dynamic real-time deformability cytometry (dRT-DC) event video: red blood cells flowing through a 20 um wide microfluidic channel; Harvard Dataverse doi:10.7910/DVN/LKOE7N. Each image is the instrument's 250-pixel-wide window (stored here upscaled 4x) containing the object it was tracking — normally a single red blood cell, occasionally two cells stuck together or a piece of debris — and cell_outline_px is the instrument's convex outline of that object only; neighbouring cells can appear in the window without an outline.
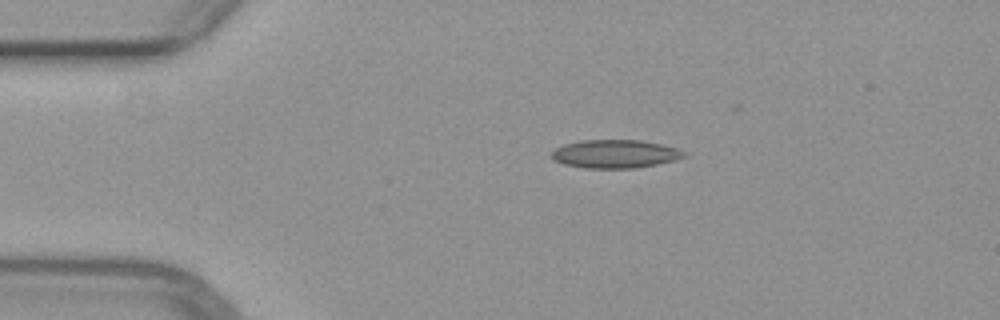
{"species": "common noctule bat (a hibernating species)", "species_latin": "Nyctalus noctula", "temperature_condition": "warm", "stored_images_in_passage": 2, "camera_frame_rate_fps": 3000, "um_per_image_px": 0.085, "animal": {"sex": "female", "body_mass_g": 29.2, "forearm_length_mm": 56.3}, "frame": {"image": 1, "passage_image": 1, "time_ms": 0.0, "image_size_px": [1000, 320], "cell_outline_px": [[688, 156], [656, 164], [632, 168], [588, 168], [564, 164], [552, 160], [552, 152], [556, 148], [564, 144], [580, 140], [640, 140], [660, 144], [676, 148], [684, 152]], "centroid_in_image_um": [52.25, 13.07], "position_along_channel_um": 32.8, "area_um2": 21.62}}